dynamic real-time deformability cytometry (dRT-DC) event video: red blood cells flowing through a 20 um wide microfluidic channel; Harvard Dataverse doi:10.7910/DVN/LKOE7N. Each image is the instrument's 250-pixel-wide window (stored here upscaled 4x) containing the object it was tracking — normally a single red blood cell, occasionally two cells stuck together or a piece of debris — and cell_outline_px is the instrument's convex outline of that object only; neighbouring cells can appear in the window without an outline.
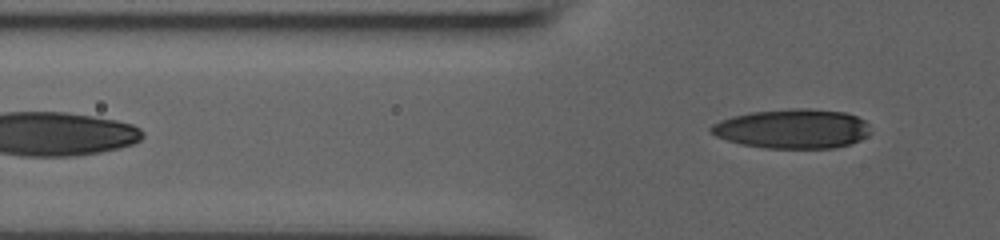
{"species": "human", "species_latin": "Homo sapiens", "temperature_condition": "room temperature", "stored_images_in_passage": 21, "segment_of_instrument_passage": [2, 2], "camera_frame_rate_fps": 3000, "um_per_image_px": 0.085, "donor": {"sex": "male"}, "frame": {"image": 1, "passage_image": 21, "time_ms": 6.667, "image_size_px": [1000, 240], "cell_outline_px": [[872, 132], [868, 136], [860, 140], [848, 144], [832, 148], [768, 148], [740, 144], [716, 136], [708, 132], [708, 128], [712, 124], [720, 120], [732, 116], [752, 112], [792, 108], [812, 108], [844, 112], [856, 116], [864, 120], [868, 124]], "centroid_in_image_um": [67.36, 10.94], "position_along_channel_um": 58.4, "area_um2": 36.88}}